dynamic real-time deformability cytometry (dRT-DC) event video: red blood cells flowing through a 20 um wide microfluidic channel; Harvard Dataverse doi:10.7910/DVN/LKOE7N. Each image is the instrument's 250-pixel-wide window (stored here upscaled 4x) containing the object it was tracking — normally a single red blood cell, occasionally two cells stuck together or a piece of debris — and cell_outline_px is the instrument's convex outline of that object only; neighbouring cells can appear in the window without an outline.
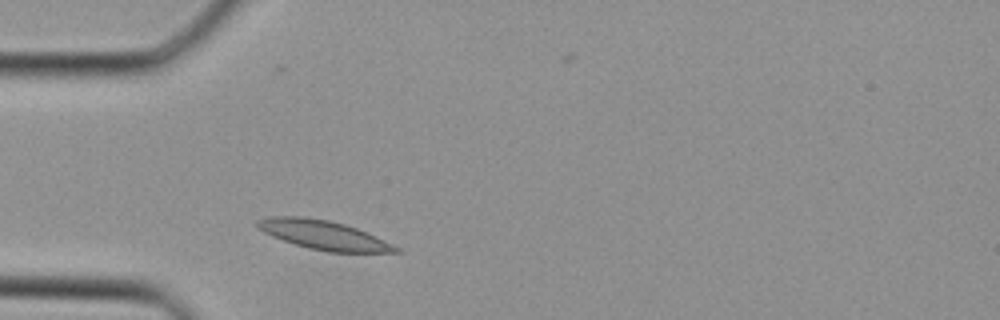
{"species": "Egyptian fruit bat (a non-hibernating species)", "species_latin": "Rousettus aegyptiacus", "temperature_condition": "cold", "stored_images_in_passage": 31, "camera_frame_rate_fps": 3000, "um_per_image_px": 0.085, "animal": {"sex": "female"}, "frame": {"image": 1, "passage_image": 4, "time_ms": 1.0, "image_size_px": [1000, 320], "cell_outline_px": [[400, 252], [328, 252], [308, 248], [272, 236], [256, 228], [256, 220], [268, 216], [300, 216], [328, 220], [344, 224], [368, 232], [400, 248]], "centroid_in_image_um": [27.48, 19.96], "position_along_channel_um": 57.5, "area_um2": 23.35}}
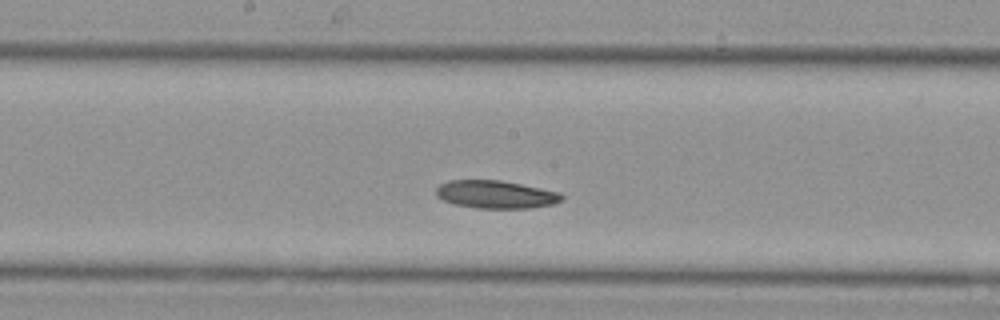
{"frame": {"image": 2, "passage_image": 13, "time_ms": 4.0, "image_size_px": [1000, 320], "cell_outline_px": [[564, 200], [552, 204], [528, 208], [476, 208], [452, 204], [436, 196], [436, 188], [440, 184], [448, 180], [500, 180], [560, 192], [564, 196]], "centroid_in_image_um": [42.12, 16.53], "position_along_channel_um": 206.1, "area_um2": 20.46}}
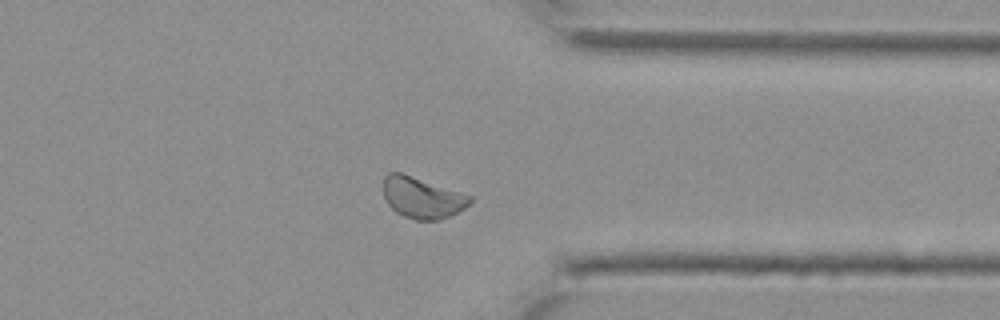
{"frame": {"image": 3, "passage_image": 23, "time_ms": 7.333, "image_size_px": [1000, 320], "cell_outline_px": [[472, 200], [464, 208], [440, 220], [416, 220], [404, 216], [396, 212], [388, 204], [384, 196], [384, 176], [388, 172], [400, 172], [472, 196]], "centroid_in_image_um": [35.86, 16.8], "position_along_channel_um": 375.5, "area_um2": 20.46}}